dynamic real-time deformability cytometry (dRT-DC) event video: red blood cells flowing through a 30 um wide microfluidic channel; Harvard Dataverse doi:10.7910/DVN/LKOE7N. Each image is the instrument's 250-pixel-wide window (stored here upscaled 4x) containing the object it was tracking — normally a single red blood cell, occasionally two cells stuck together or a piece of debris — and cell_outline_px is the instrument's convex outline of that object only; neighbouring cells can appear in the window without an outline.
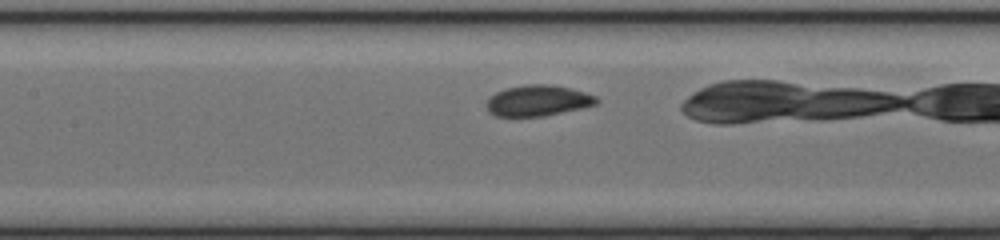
{"species": "common noctule bat (a hibernating species)", "species_latin": "Nyctalus noctula", "temperature_condition": "cold", "stored_images_in_passage": 13, "camera_frame_rate_fps": 3000, "um_per_image_px": 0.085, "animal": {"sex": "female", "body_mass_g": 17.0, "forearm_length_mm": 48.0}, "frame": {"image": 1, "passage_image": 8, "time_ms": 2.333, "image_size_px": [1000, 240], "cell_outline_px": [[600, 100], [596, 104], [580, 108], [544, 116], [496, 116], [488, 112], [488, 96], [496, 92], [508, 88], [524, 84], [552, 84], [572, 88], [596, 96]], "centroid_in_image_um": [45.73, 8.54], "position_along_channel_um": 161.7, "area_um2": 19.77}}